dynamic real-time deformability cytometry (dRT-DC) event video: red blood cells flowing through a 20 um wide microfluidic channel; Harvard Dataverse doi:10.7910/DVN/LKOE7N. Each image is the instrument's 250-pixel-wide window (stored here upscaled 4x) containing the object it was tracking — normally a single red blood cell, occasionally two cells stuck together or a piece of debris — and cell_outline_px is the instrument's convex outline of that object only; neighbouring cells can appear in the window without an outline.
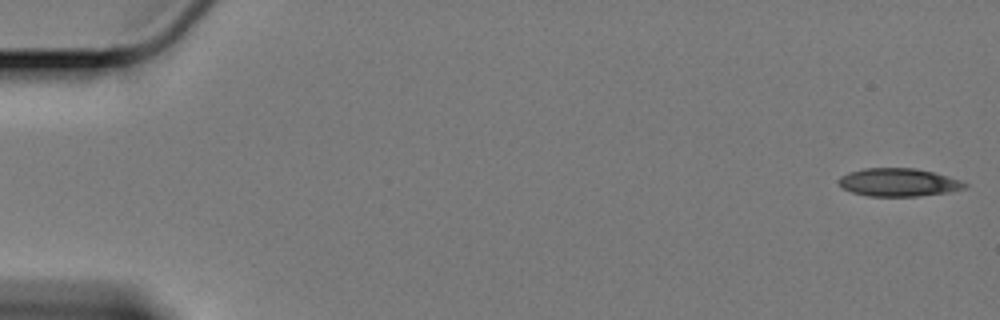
{"species": "Egyptian fruit bat (a non-hibernating species)", "species_latin": "Rousettus aegyptiacus", "temperature_condition": "cold", "stored_images_in_passage": 20, "camera_frame_rate_fps": 3000, "um_per_image_px": 0.085, "animal": {"sex": "female"}, "frame": {"image": 1, "passage_image": 1, "time_ms": 0.0, "image_size_px": [1000, 320], "cell_outline_px": [[968, 184], [964, 188], [948, 192], [916, 196], [868, 196], [852, 192], [844, 188], [836, 180], [840, 176], [848, 172], [864, 168], [916, 168], [932, 172], [960, 180]], "centroid_in_image_um": [76.33, 15.49], "position_along_channel_um": 8.7, "area_um2": 20.46}}
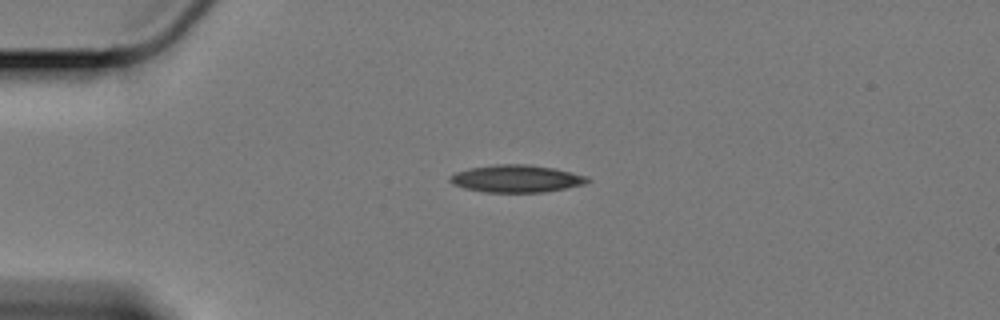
{"frame": {"image": 2, "passage_image": 14, "time_ms": 4.333, "image_size_px": [1000, 320], "cell_outline_px": [[592, 180], [584, 184], [544, 192], [484, 192], [464, 188], [452, 184], [448, 180], [448, 176], [456, 172], [472, 168], [496, 164], [528, 164], [552, 168], [588, 176]], "centroid_in_image_um": [43.87, 15.19], "position_along_channel_um": 41.1, "area_um2": 21.85}}